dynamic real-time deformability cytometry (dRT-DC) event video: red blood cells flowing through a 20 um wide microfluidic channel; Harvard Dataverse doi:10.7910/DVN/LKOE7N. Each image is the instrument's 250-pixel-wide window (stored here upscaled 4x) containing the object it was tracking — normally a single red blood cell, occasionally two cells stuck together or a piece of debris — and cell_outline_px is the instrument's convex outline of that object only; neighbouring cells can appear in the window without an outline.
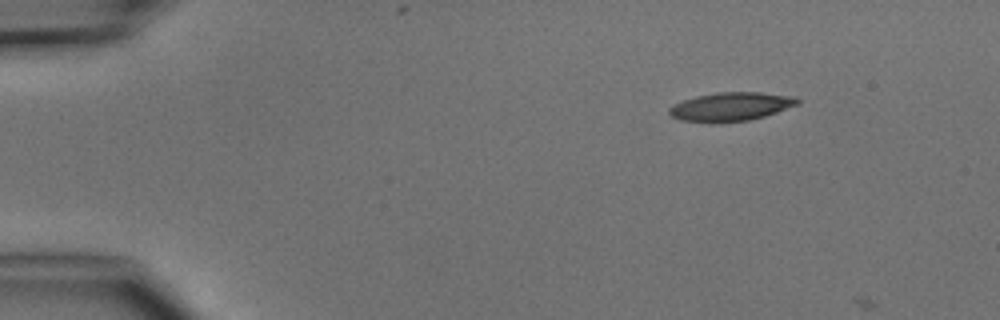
{"species": "common noctule bat (a hibernating species)", "species_latin": "Nyctalus noctula", "temperature_condition": "cold", "stored_images_in_passage": 2, "camera_frame_rate_fps": 3000, "um_per_image_px": 0.085, "animal": {"sex": "male", "body_mass_g": 15.6}, "frame": {"image": 1, "passage_image": 1, "time_ms": 0.0, "image_size_px": [1000, 320], "cell_outline_px": [[800, 104], [764, 116], [748, 120], [712, 124], [680, 120], [672, 116], [668, 112], [668, 108], [672, 104], [696, 96], [716, 92], [760, 92], [796, 96], [800, 100]], "centroid_in_image_um": [62.11, 9.07], "position_along_channel_um": 22.9, "area_um2": 21.79}}